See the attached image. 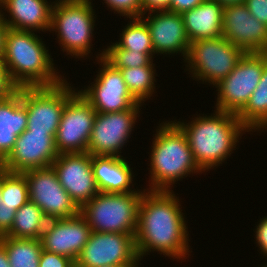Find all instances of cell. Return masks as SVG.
Segmentation results:
<instances>
[{"label":"cell","mask_w":267,"mask_h":267,"mask_svg":"<svg viewBox=\"0 0 267 267\" xmlns=\"http://www.w3.org/2000/svg\"><path fill=\"white\" fill-rule=\"evenodd\" d=\"M180 200L174 191H144L135 234L139 258L147 257L150 252L173 261L190 257V234Z\"/></svg>","instance_id":"6da1fadb"},{"label":"cell","mask_w":267,"mask_h":267,"mask_svg":"<svg viewBox=\"0 0 267 267\" xmlns=\"http://www.w3.org/2000/svg\"><path fill=\"white\" fill-rule=\"evenodd\" d=\"M173 121L187 136L194 160L204 173L222 166L238 149L242 136L250 132L236 114L216 109L211 115L195 114L188 123Z\"/></svg>","instance_id":"7a4b0ae2"},{"label":"cell","mask_w":267,"mask_h":267,"mask_svg":"<svg viewBox=\"0 0 267 267\" xmlns=\"http://www.w3.org/2000/svg\"><path fill=\"white\" fill-rule=\"evenodd\" d=\"M44 43L37 32L8 28L2 61L18 88L52 87L66 79Z\"/></svg>","instance_id":"3957f363"},{"label":"cell","mask_w":267,"mask_h":267,"mask_svg":"<svg viewBox=\"0 0 267 267\" xmlns=\"http://www.w3.org/2000/svg\"><path fill=\"white\" fill-rule=\"evenodd\" d=\"M153 134L149 154L148 188L151 191H173L172 187L192 174H204L194 160L188 139L182 129L170 120L162 121ZM182 179V180H181Z\"/></svg>","instance_id":"277c9868"},{"label":"cell","mask_w":267,"mask_h":267,"mask_svg":"<svg viewBox=\"0 0 267 267\" xmlns=\"http://www.w3.org/2000/svg\"><path fill=\"white\" fill-rule=\"evenodd\" d=\"M92 0H55L49 32H55L56 43L69 58L90 57L96 27V11ZM91 53V54H90Z\"/></svg>","instance_id":"5b68a950"},{"label":"cell","mask_w":267,"mask_h":267,"mask_svg":"<svg viewBox=\"0 0 267 267\" xmlns=\"http://www.w3.org/2000/svg\"><path fill=\"white\" fill-rule=\"evenodd\" d=\"M144 189L129 193H97L80 208L92 231L135 236Z\"/></svg>","instance_id":"8992f818"},{"label":"cell","mask_w":267,"mask_h":267,"mask_svg":"<svg viewBox=\"0 0 267 267\" xmlns=\"http://www.w3.org/2000/svg\"><path fill=\"white\" fill-rule=\"evenodd\" d=\"M243 55L239 47L222 36L195 40L183 61L184 72L188 71L193 80L214 87L232 72Z\"/></svg>","instance_id":"52a82bcc"},{"label":"cell","mask_w":267,"mask_h":267,"mask_svg":"<svg viewBox=\"0 0 267 267\" xmlns=\"http://www.w3.org/2000/svg\"><path fill=\"white\" fill-rule=\"evenodd\" d=\"M67 80L52 87H22L29 132L50 133L55 138L65 104L78 90Z\"/></svg>","instance_id":"ba28073f"},{"label":"cell","mask_w":267,"mask_h":267,"mask_svg":"<svg viewBox=\"0 0 267 267\" xmlns=\"http://www.w3.org/2000/svg\"><path fill=\"white\" fill-rule=\"evenodd\" d=\"M265 63L266 52L244 53L232 72L214 86L217 92L214 109L237 115L257 88Z\"/></svg>","instance_id":"9c48e42d"},{"label":"cell","mask_w":267,"mask_h":267,"mask_svg":"<svg viewBox=\"0 0 267 267\" xmlns=\"http://www.w3.org/2000/svg\"><path fill=\"white\" fill-rule=\"evenodd\" d=\"M100 52L95 55L96 63L101 67L97 70L96 78L87 87L79 88L78 92L99 113L121 112L135 105H144L129 92L120 70L103 58L104 48Z\"/></svg>","instance_id":"30bf717a"},{"label":"cell","mask_w":267,"mask_h":267,"mask_svg":"<svg viewBox=\"0 0 267 267\" xmlns=\"http://www.w3.org/2000/svg\"><path fill=\"white\" fill-rule=\"evenodd\" d=\"M143 105H135L130 110L114 113L96 112L94 126L88 142V153L94 155L123 157V147H127L131 133L136 127ZM141 107V108H140ZM122 150V151H121Z\"/></svg>","instance_id":"8fae6325"},{"label":"cell","mask_w":267,"mask_h":267,"mask_svg":"<svg viewBox=\"0 0 267 267\" xmlns=\"http://www.w3.org/2000/svg\"><path fill=\"white\" fill-rule=\"evenodd\" d=\"M96 111L78 92L68 99L55 136L58 154L88 152Z\"/></svg>","instance_id":"7c38bea8"},{"label":"cell","mask_w":267,"mask_h":267,"mask_svg":"<svg viewBox=\"0 0 267 267\" xmlns=\"http://www.w3.org/2000/svg\"><path fill=\"white\" fill-rule=\"evenodd\" d=\"M29 200L39 206L48 220L73 217L80 208L60 184L52 166L23 172Z\"/></svg>","instance_id":"4fadbf2b"},{"label":"cell","mask_w":267,"mask_h":267,"mask_svg":"<svg viewBox=\"0 0 267 267\" xmlns=\"http://www.w3.org/2000/svg\"><path fill=\"white\" fill-rule=\"evenodd\" d=\"M138 258L135 236L92 231L75 267L124 266Z\"/></svg>","instance_id":"5bb4252c"},{"label":"cell","mask_w":267,"mask_h":267,"mask_svg":"<svg viewBox=\"0 0 267 267\" xmlns=\"http://www.w3.org/2000/svg\"><path fill=\"white\" fill-rule=\"evenodd\" d=\"M51 166L60 184L79 208L99 193L90 153L58 154Z\"/></svg>","instance_id":"9a60e30c"},{"label":"cell","mask_w":267,"mask_h":267,"mask_svg":"<svg viewBox=\"0 0 267 267\" xmlns=\"http://www.w3.org/2000/svg\"><path fill=\"white\" fill-rule=\"evenodd\" d=\"M222 37L244 53L267 52V26L251 15L244 3L224 7Z\"/></svg>","instance_id":"2e32d148"},{"label":"cell","mask_w":267,"mask_h":267,"mask_svg":"<svg viewBox=\"0 0 267 267\" xmlns=\"http://www.w3.org/2000/svg\"><path fill=\"white\" fill-rule=\"evenodd\" d=\"M55 138L50 133L29 132L17 137L15 146L0 167L10 172L50 167L57 158Z\"/></svg>","instance_id":"e0dca14e"},{"label":"cell","mask_w":267,"mask_h":267,"mask_svg":"<svg viewBox=\"0 0 267 267\" xmlns=\"http://www.w3.org/2000/svg\"><path fill=\"white\" fill-rule=\"evenodd\" d=\"M91 232L80 212L73 217L48 220L40 238L42 249L69 257L75 262Z\"/></svg>","instance_id":"ac0fdd59"},{"label":"cell","mask_w":267,"mask_h":267,"mask_svg":"<svg viewBox=\"0 0 267 267\" xmlns=\"http://www.w3.org/2000/svg\"><path fill=\"white\" fill-rule=\"evenodd\" d=\"M148 14V15H147ZM141 18L146 22L155 55H180L185 60L190 42L186 36L181 14L164 11H151Z\"/></svg>","instance_id":"d6986e66"},{"label":"cell","mask_w":267,"mask_h":267,"mask_svg":"<svg viewBox=\"0 0 267 267\" xmlns=\"http://www.w3.org/2000/svg\"><path fill=\"white\" fill-rule=\"evenodd\" d=\"M54 3L50 0H0V14L9 28L45 33L50 30Z\"/></svg>","instance_id":"ffe728a7"},{"label":"cell","mask_w":267,"mask_h":267,"mask_svg":"<svg viewBox=\"0 0 267 267\" xmlns=\"http://www.w3.org/2000/svg\"><path fill=\"white\" fill-rule=\"evenodd\" d=\"M127 157L94 155L92 170L99 192L129 193L138 190L134 183L135 175ZM134 183V184H133Z\"/></svg>","instance_id":"44dd1931"},{"label":"cell","mask_w":267,"mask_h":267,"mask_svg":"<svg viewBox=\"0 0 267 267\" xmlns=\"http://www.w3.org/2000/svg\"><path fill=\"white\" fill-rule=\"evenodd\" d=\"M28 125L26 107L22 101V87L9 98L0 100V164L7 158Z\"/></svg>","instance_id":"7402d4cb"},{"label":"cell","mask_w":267,"mask_h":267,"mask_svg":"<svg viewBox=\"0 0 267 267\" xmlns=\"http://www.w3.org/2000/svg\"><path fill=\"white\" fill-rule=\"evenodd\" d=\"M223 9L214 0H204L195 8L183 12L181 15L189 42L222 36Z\"/></svg>","instance_id":"603a6c76"},{"label":"cell","mask_w":267,"mask_h":267,"mask_svg":"<svg viewBox=\"0 0 267 267\" xmlns=\"http://www.w3.org/2000/svg\"><path fill=\"white\" fill-rule=\"evenodd\" d=\"M237 117L251 135L256 131L267 132V52L260 82Z\"/></svg>","instance_id":"cb8c5ba5"},{"label":"cell","mask_w":267,"mask_h":267,"mask_svg":"<svg viewBox=\"0 0 267 267\" xmlns=\"http://www.w3.org/2000/svg\"><path fill=\"white\" fill-rule=\"evenodd\" d=\"M48 219L42 209L28 200L15 212L10 231L5 235L13 238L40 239Z\"/></svg>","instance_id":"d4e9b609"},{"label":"cell","mask_w":267,"mask_h":267,"mask_svg":"<svg viewBox=\"0 0 267 267\" xmlns=\"http://www.w3.org/2000/svg\"><path fill=\"white\" fill-rule=\"evenodd\" d=\"M11 267H39L42 244L40 239L0 237Z\"/></svg>","instance_id":"484cf974"},{"label":"cell","mask_w":267,"mask_h":267,"mask_svg":"<svg viewBox=\"0 0 267 267\" xmlns=\"http://www.w3.org/2000/svg\"><path fill=\"white\" fill-rule=\"evenodd\" d=\"M128 22L119 34L120 38L113 43L111 42L107 48H123L146 54H155L146 22L141 17L129 18Z\"/></svg>","instance_id":"4316f807"},{"label":"cell","mask_w":267,"mask_h":267,"mask_svg":"<svg viewBox=\"0 0 267 267\" xmlns=\"http://www.w3.org/2000/svg\"><path fill=\"white\" fill-rule=\"evenodd\" d=\"M123 80L132 96L139 102L144 103L154 97L157 81L155 78V66H140L136 68L119 69Z\"/></svg>","instance_id":"83f0119b"},{"label":"cell","mask_w":267,"mask_h":267,"mask_svg":"<svg viewBox=\"0 0 267 267\" xmlns=\"http://www.w3.org/2000/svg\"><path fill=\"white\" fill-rule=\"evenodd\" d=\"M29 200L28 184L24 173L10 172L1 168L2 206L18 210Z\"/></svg>","instance_id":"f1b7e54d"},{"label":"cell","mask_w":267,"mask_h":267,"mask_svg":"<svg viewBox=\"0 0 267 267\" xmlns=\"http://www.w3.org/2000/svg\"><path fill=\"white\" fill-rule=\"evenodd\" d=\"M155 54H146L123 48H104L103 58L114 68H136L140 66H155Z\"/></svg>","instance_id":"f546056e"},{"label":"cell","mask_w":267,"mask_h":267,"mask_svg":"<svg viewBox=\"0 0 267 267\" xmlns=\"http://www.w3.org/2000/svg\"><path fill=\"white\" fill-rule=\"evenodd\" d=\"M114 14L126 18H140L142 16L141 0H103ZM116 12V13H115Z\"/></svg>","instance_id":"4dcf8cb0"},{"label":"cell","mask_w":267,"mask_h":267,"mask_svg":"<svg viewBox=\"0 0 267 267\" xmlns=\"http://www.w3.org/2000/svg\"><path fill=\"white\" fill-rule=\"evenodd\" d=\"M39 267H75V262L69 257L42 250Z\"/></svg>","instance_id":"1f68e13d"},{"label":"cell","mask_w":267,"mask_h":267,"mask_svg":"<svg viewBox=\"0 0 267 267\" xmlns=\"http://www.w3.org/2000/svg\"><path fill=\"white\" fill-rule=\"evenodd\" d=\"M257 223L256 229H253L254 241L260 250L259 253L265 258L267 257V216L262 217Z\"/></svg>","instance_id":"d6a6232c"},{"label":"cell","mask_w":267,"mask_h":267,"mask_svg":"<svg viewBox=\"0 0 267 267\" xmlns=\"http://www.w3.org/2000/svg\"><path fill=\"white\" fill-rule=\"evenodd\" d=\"M17 89L18 87L11 81L3 61L0 60V100L9 98Z\"/></svg>","instance_id":"836d02e7"},{"label":"cell","mask_w":267,"mask_h":267,"mask_svg":"<svg viewBox=\"0 0 267 267\" xmlns=\"http://www.w3.org/2000/svg\"><path fill=\"white\" fill-rule=\"evenodd\" d=\"M250 14L267 26V0H245Z\"/></svg>","instance_id":"e575fe53"},{"label":"cell","mask_w":267,"mask_h":267,"mask_svg":"<svg viewBox=\"0 0 267 267\" xmlns=\"http://www.w3.org/2000/svg\"><path fill=\"white\" fill-rule=\"evenodd\" d=\"M16 209L0 203V237L6 235L13 226Z\"/></svg>","instance_id":"d590c367"},{"label":"cell","mask_w":267,"mask_h":267,"mask_svg":"<svg viewBox=\"0 0 267 267\" xmlns=\"http://www.w3.org/2000/svg\"><path fill=\"white\" fill-rule=\"evenodd\" d=\"M142 15L151 11H170V0H141Z\"/></svg>","instance_id":"8d00e7d4"},{"label":"cell","mask_w":267,"mask_h":267,"mask_svg":"<svg viewBox=\"0 0 267 267\" xmlns=\"http://www.w3.org/2000/svg\"><path fill=\"white\" fill-rule=\"evenodd\" d=\"M204 0H170V11L182 14L201 4Z\"/></svg>","instance_id":"74e56055"},{"label":"cell","mask_w":267,"mask_h":267,"mask_svg":"<svg viewBox=\"0 0 267 267\" xmlns=\"http://www.w3.org/2000/svg\"><path fill=\"white\" fill-rule=\"evenodd\" d=\"M7 24L4 22L2 15L0 14V60H2L4 54L5 36L8 30Z\"/></svg>","instance_id":"f35d334b"},{"label":"cell","mask_w":267,"mask_h":267,"mask_svg":"<svg viewBox=\"0 0 267 267\" xmlns=\"http://www.w3.org/2000/svg\"><path fill=\"white\" fill-rule=\"evenodd\" d=\"M0 267H11L5 248L0 244Z\"/></svg>","instance_id":"ab89813d"},{"label":"cell","mask_w":267,"mask_h":267,"mask_svg":"<svg viewBox=\"0 0 267 267\" xmlns=\"http://www.w3.org/2000/svg\"><path fill=\"white\" fill-rule=\"evenodd\" d=\"M214 1L218 2L223 7L230 6V5H233V4H241V3L245 2V0H214Z\"/></svg>","instance_id":"60d3db41"},{"label":"cell","mask_w":267,"mask_h":267,"mask_svg":"<svg viewBox=\"0 0 267 267\" xmlns=\"http://www.w3.org/2000/svg\"><path fill=\"white\" fill-rule=\"evenodd\" d=\"M140 261H142V259L138 257L134 262H131V263L124 265V266H121V267H140L141 266ZM109 267H118V266H109Z\"/></svg>","instance_id":"b9f144b4"},{"label":"cell","mask_w":267,"mask_h":267,"mask_svg":"<svg viewBox=\"0 0 267 267\" xmlns=\"http://www.w3.org/2000/svg\"><path fill=\"white\" fill-rule=\"evenodd\" d=\"M0 200H1V167H0Z\"/></svg>","instance_id":"7bdbcfd3"},{"label":"cell","mask_w":267,"mask_h":267,"mask_svg":"<svg viewBox=\"0 0 267 267\" xmlns=\"http://www.w3.org/2000/svg\"><path fill=\"white\" fill-rule=\"evenodd\" d=\"M261 265H262L261 267H267V263H263V264L261 263Z\"/></svg>","instance_id":"ee69618b"}]
</instances>
